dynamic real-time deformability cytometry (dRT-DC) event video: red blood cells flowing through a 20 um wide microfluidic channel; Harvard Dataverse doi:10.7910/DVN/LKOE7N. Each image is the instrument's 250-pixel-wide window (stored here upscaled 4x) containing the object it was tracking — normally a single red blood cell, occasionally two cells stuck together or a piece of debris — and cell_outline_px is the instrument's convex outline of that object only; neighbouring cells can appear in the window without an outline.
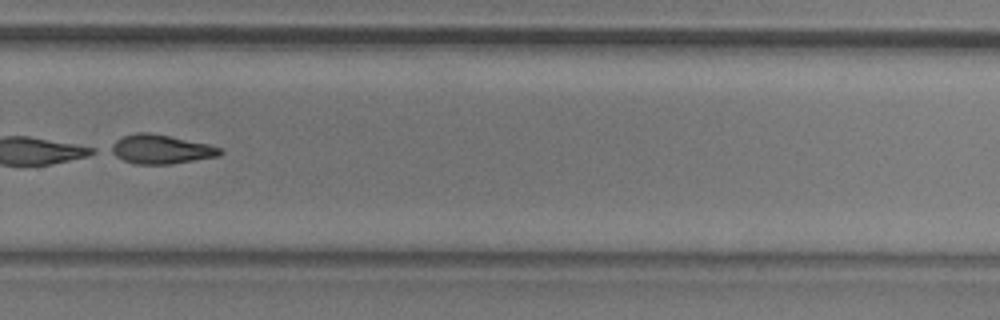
{"species": "common noctule bat (a hibernating species)", "species_latin": "Nyctalus noctula", "temperature_condition": "room temperature", "stored_images_in_passage": 45, "camera_frame_rate_fps": 3000, "um_per_image_px": 0.085, "animal": {"sex": "male", "body_mass_g": 20.5, "forearm_length_mm": 52.5}, "frame": {"image": 1, "passage_image": 29, "time_ms": 9.333, "image_size_px": [1000, 320], "cell_outline_px": [[224, 152], [220, 156], [172, 164], [136, 164], [124, 160], [108, 152], [104, 148], [116, 140], [124, 136], [136, 132], [152, 132], [208, 144], [224, 148]], "centroid_in_image_um": [13.65, 12.68], "position_along_channel_um": 316.1, "area_um2": 18.96}}